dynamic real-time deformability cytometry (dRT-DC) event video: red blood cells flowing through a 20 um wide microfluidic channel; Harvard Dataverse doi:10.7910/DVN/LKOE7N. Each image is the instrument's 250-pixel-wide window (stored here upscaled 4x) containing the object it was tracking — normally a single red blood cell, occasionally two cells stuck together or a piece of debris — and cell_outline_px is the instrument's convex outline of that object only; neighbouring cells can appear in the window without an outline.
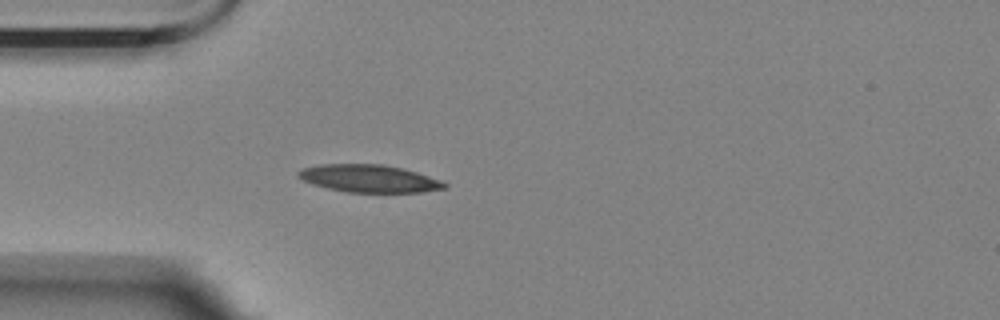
{"species": "Egyptian fruit bat (a non-hibernating species)", "species_latin": "Rousettus aegyptiacus", "temperature_condition": "room temperature", "stored_images_in_passage": 27, "camera_frame_rate_fps": 3000, "um_per_image_px": 0.085, "animal": {"sex": "female"}, "frame": {"image": 1, "passage_image": 1, "time_ms": 0.0, "image_size_px": [1000, 320], "cell_outline_px": [[448, 188], [424, 192], [348, 192], [328, 188], [312, 184], [296, 176], [296, 172], [304, 168], [320, 164], [384, 164], [416, 172], [440, 180], [448, 184]], "centroid_in_image_um": [31.38, 15.17], "position_along_channel_um": 53.6, "area_um2": 23.41}}
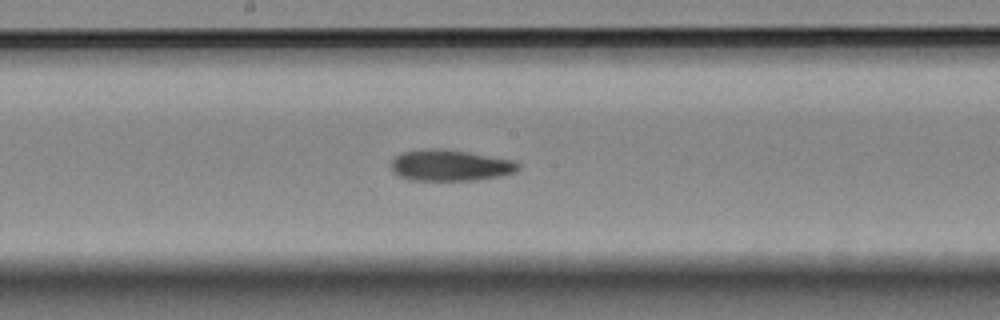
{"frame": {"image": 2, "passage_image": 15, "time_ms": 4.667, "image_size_px": [1000, 320], "cell_outline_px": [[520, 168], [516, 172], [504, 176], [476, 180], [408, 180], [392, 172], [392, 160], [400, 152], [424, 148], [440, 148], [468, 152], [516, 160], [520, 164]], "centroid_in_image_um": [38.3, 14.05], "position_along_channel_um": 209.9, "area_um2": 23.52}}
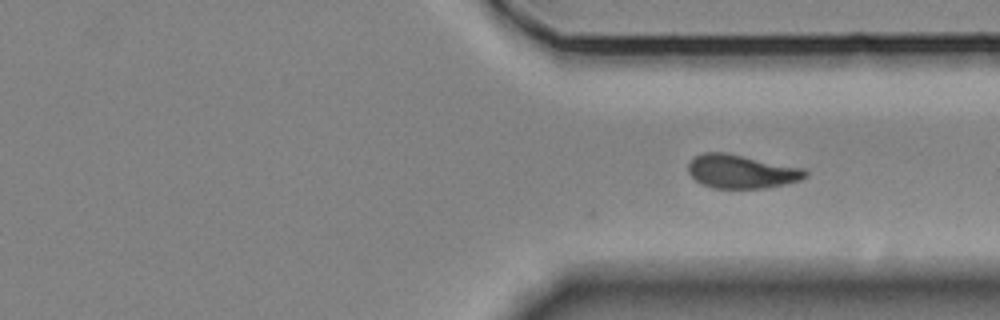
{"frame": {"image": 3, "passage_image": 27, "time_ms": 8.667, "image_size_px": [1000, 320], "cell_outline_px": [[808, 176], [800, 180], [784, 184], [764, 188], [712, 188], [700, 184], [688, 172], [688, 164], [696, 156], [704, 152], [724, 152], [804, 168], [808, 172]], "centroid_in_image_um": [63.02, 14.58], "position_along_channel_um": 348.4, "area_um2": 22.89}}